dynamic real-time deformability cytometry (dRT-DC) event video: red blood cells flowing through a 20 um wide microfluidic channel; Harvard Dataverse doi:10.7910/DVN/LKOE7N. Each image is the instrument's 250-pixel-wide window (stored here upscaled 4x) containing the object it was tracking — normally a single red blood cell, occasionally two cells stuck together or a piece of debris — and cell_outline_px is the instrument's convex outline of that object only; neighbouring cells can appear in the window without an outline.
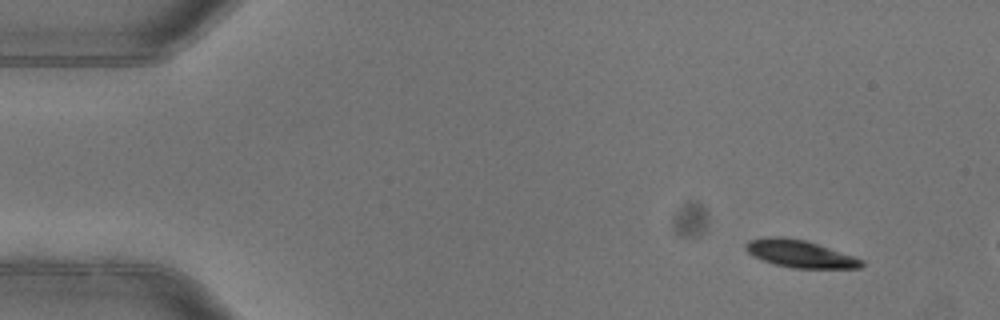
{"species": "common noctule bat (a hibernating species)", "species_latin": "Nyctalus noctula", "temperature_condition": "warm", "stored_images_in_passage": 2, "camera_frame_rate_fps": 3000, "um_per_image_px": 0.085, "animal": {"sex": "female"}, "frame": {"image": 1, "passage_image": 1, "time_ms": 0.0, "image_size_px": [1000, 320], "cell_outline_px": [[864, 264], [860, 268], [792, 268], [776, 264], [752, 256], [744, 248], [744, 244], [748, 240], [764, 236], [784, 236], [804, 240], [864, 260]], "centroid_in_image_um": [67.93, 21.56], "position_along_channel_um": 17.1, "area_um2": 18.38}}